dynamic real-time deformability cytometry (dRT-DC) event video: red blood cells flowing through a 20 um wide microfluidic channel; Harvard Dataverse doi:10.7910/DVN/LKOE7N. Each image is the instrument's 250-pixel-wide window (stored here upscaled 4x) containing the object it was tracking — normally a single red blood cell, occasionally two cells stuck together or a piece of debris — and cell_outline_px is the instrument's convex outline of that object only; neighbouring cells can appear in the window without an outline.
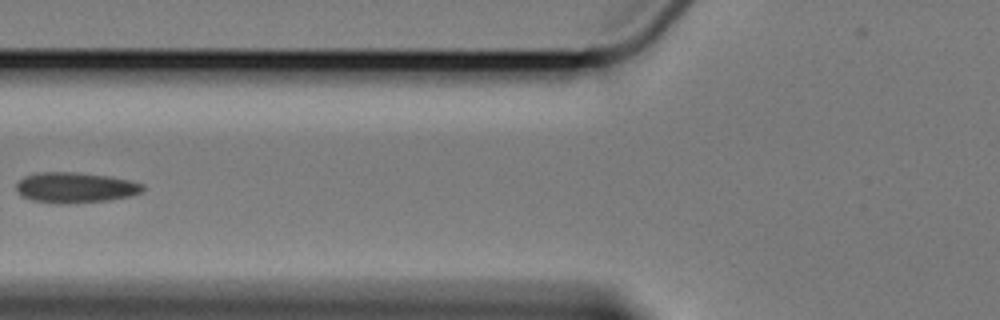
{"species": "Egyptian fruit bat (a non-hibernating species)", "species_latin": "Rousettus aegyptiacus", "temperature_condition": "cold", "stored_images_in_passage": 8, "camera_frame_rate_fps": 3000, "um_per_image_px": 0.085, "animal": {"sex": "female"}, "frame": {"image": 1, "passage_image": 5, "time_ms": 5.0, "image_size_px": [1000, 320], "cell_outline_px": [[144, 188], [140, 192], [132, 196], [108, 200], [68, 204], [60, 204], [32, 200], [20, 196], [16, 188], [16, 184], [24, 176], [40, 172], [72, 172], [108, 176], [128, 180], [144, 184]], "centroid_in_image_um": [6.38, 15.95], "position_along_channel_um": 119.4, "area_um2": 22.48}}
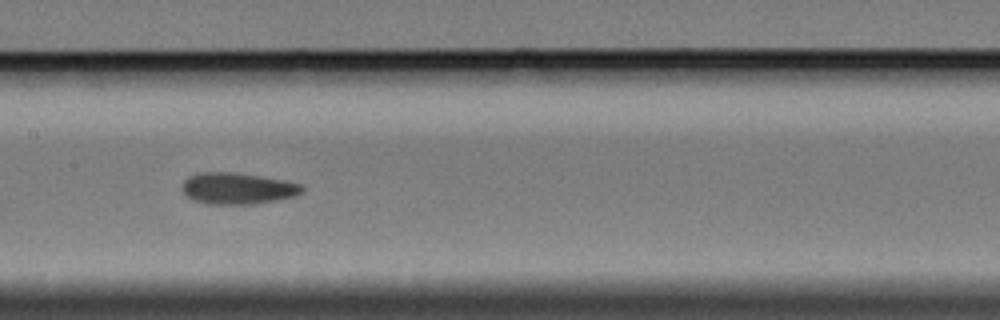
{"frame": {"image": 2, "passage_image": 7, "time_ms": 7.0, "image_size_px": [1000, 320], "cell_outline_px": [[304, 192], [296, 196], [276, 200], [252, 204], [208, 204], [192, 200], [180, 188], [184, 180], [188, 176], [200, 172], [232, 172], [260, 176], [284, 180], [300, 184], [304, 188]], "centroid_in_image_um": [20.18, 16.01], "position_along_channel_um": 187.2, "area_um2": 22.08}}
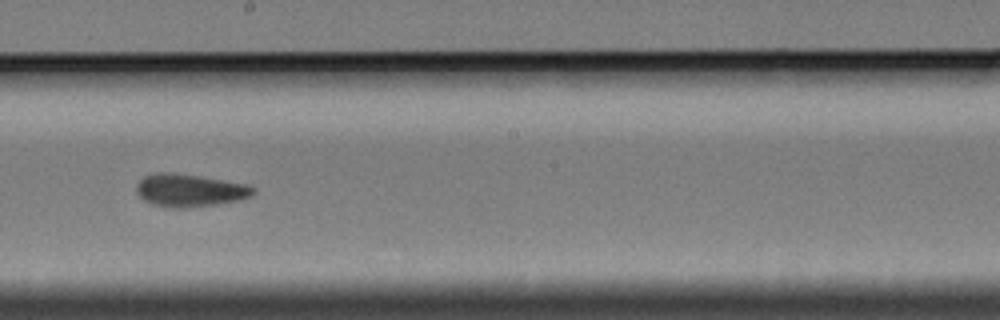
{"frame": {"image": 3, "passage_image": 8, "time_ms": 8.333, "image_size_px": [1000, 320], "cell_outline_px": [[256, 192], [252, 196], [240, 200], [216, 204], [184, 208], [168, 208], [152, 204], [144, 200], [136, 192], [136, 184], [144, 176], [156, 172], [172, 172], [200, 176], [248, 184], [256, 188]], "centroid_in_image_um": [16.14, 16.18], "position_along_channel_um": 232.1, "area_um2": 22.54}}